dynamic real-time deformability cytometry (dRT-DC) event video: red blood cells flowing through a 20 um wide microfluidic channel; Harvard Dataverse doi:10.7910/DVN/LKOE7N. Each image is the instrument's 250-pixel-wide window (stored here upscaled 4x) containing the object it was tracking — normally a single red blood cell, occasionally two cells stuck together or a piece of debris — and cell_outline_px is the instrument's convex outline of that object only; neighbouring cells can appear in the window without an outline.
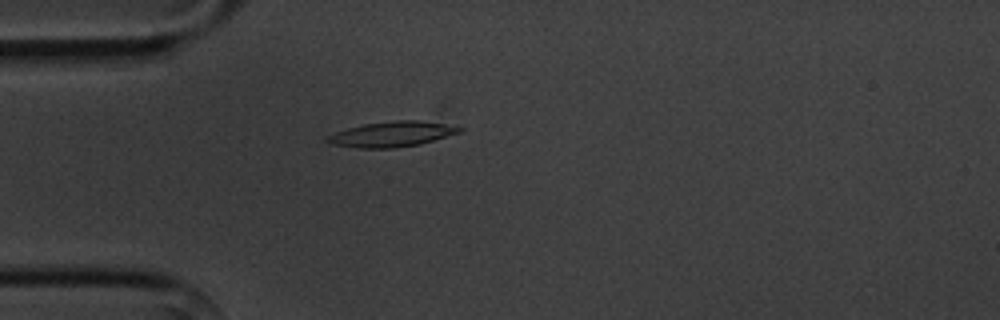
{"species": "common noctule bat (a hibernating species)", "species_latin": "Nyctalus noctula", "temperature_condition": "cold", "stored_images_in_passage": 3, "camera_frame_rate_fps": 3000, "um_per_image_px": 0.085, "animal": {"sex": "male", "body_mass_g": 20.1, "forearm_length_mm": 53.5}, "frame": {"image": 1, "passage_image": 3, "time_ms": 2.333, "image_size_px": [1000, 320], "cell_outline_px": [[464, 132], [420, 144], [392, 148], [360, 148], [328, 144], [324, 140], [324, 136], [348, 128], [364, 124], [396, 120], [416, 120], [444, 124], [464, 128]], "centroid_in_image_um": [33.29, 11.41], "position_along_channel_um": 51.7, "area_um2": 19.59}}